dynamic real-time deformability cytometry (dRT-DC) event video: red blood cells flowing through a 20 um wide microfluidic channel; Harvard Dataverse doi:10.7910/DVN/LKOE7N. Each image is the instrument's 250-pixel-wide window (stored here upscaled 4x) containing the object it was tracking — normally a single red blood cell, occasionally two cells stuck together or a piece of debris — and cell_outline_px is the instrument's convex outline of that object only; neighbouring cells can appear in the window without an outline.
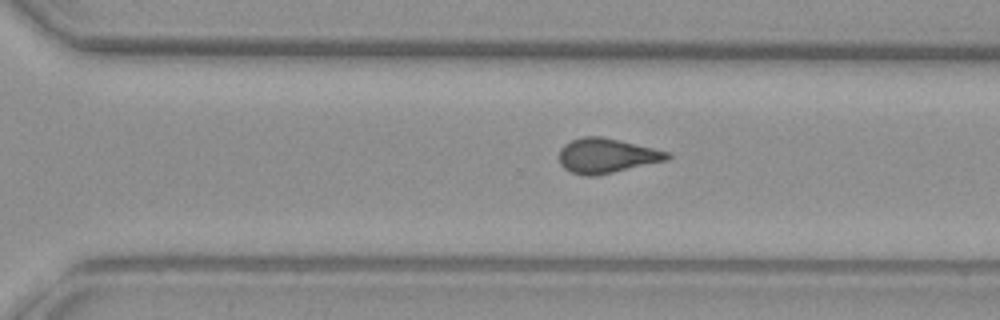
{"species": "common noctule bat (a hibernating species)", "species_latin": "Nyctalus noctula", "temperature_condition": "warm", "stored_images_in_passage": 34, "camera_frame_rate_fps": 3000, "um_per_image_px": 0.085, "animal": {"sex": "female", "body_mass_g": 29.2, "forearm_length_mm": 56.3}, "frame": {"image": 1, "passage_image": 29, "time_ms": 9.333, "image_size_px": [1000, 320], "cell_outline_px": [[672, 156], [668, 160], [596, 176], [584, 176], [568, 172], [560, 164], [560, 148], [564, 144], [572, 140], [584, 136], [600, 136], [620, 140], [668, 152]], "centroid_in_image_um": [51.54, 13.25], "position_along_channel_um": 319.1, "area_um2": 21.91}}